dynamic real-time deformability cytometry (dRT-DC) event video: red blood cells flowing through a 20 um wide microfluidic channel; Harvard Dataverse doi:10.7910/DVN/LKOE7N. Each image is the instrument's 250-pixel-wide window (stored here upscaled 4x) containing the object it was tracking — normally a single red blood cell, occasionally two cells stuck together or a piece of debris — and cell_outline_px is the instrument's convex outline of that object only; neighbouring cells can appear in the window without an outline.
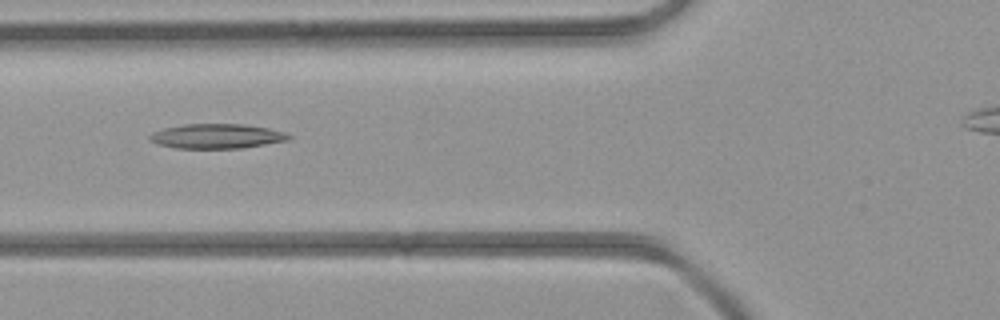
{"species": "common noctule bat (a hibernating species)", "species_latin": "Nyctalus noctula", "temperature_condition": "room temperature", "stored_images_in_passage": 3, "camera_frame_rate_fps": 3000, "um_per_image_px": 0.085, "animal": {"sex": "female", "body_mass_g": 21.9}, "frame": {"image": 1, "passage_image": 3, "time_ms": 3.0, "image_size_px": [1000, 320], "cell_outline_px": [[292, 136], [288, 140], [240, 148], [176, 148], [160, 144], [148, 140], [148, 136], [152, 132], [164, 128], [184, 124], [244, 124], [268, 128], [284, 132]], "centroid_in_image_um": [18.4, 11.57], "position_along_channel_um": 107.4, "area_um2": 19.83}}